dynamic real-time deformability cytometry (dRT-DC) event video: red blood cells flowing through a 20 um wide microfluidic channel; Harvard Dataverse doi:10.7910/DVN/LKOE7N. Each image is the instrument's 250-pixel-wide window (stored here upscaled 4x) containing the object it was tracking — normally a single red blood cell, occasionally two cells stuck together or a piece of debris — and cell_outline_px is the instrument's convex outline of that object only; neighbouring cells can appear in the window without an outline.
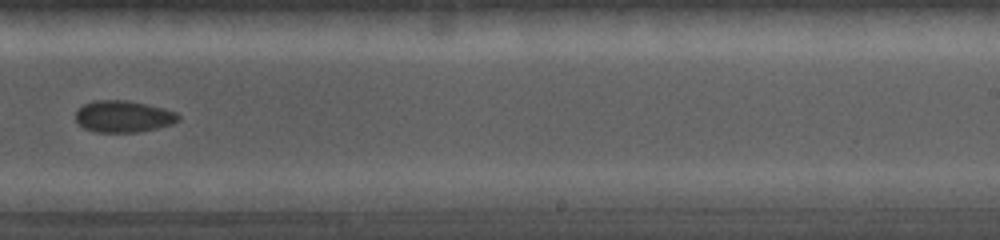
{"species": "common noctule bat (a hibernating species)", "species_latin": "Nyctalus noctula", "temperature_condition": "cold", "stored_images_in_passage": 15, "camera_frame_rate_fps": 5000, "um_per_image_px": 0.085, "animal": {"sex": "female", "body_mass_g": 19.0, "forearm_length_mm": 56.7}, "frame": {"image": 1, "passage_image": 11, "time_ms": 6.0, "image_size_px": [1000, 240], "cell_outline_px": [[180, 120], [172, 124], [156, 128], [136, 132], [96, 132], [84, 128], [76, 120], [76, 112], [84, 104], [96, 100], [128, 100], [164, 108], [176, 112], [180, 116]], "centroid_in_image_um": [10.51, 9.89], "position_along_channel_um": 278.5, "area_um2": 18.9}}
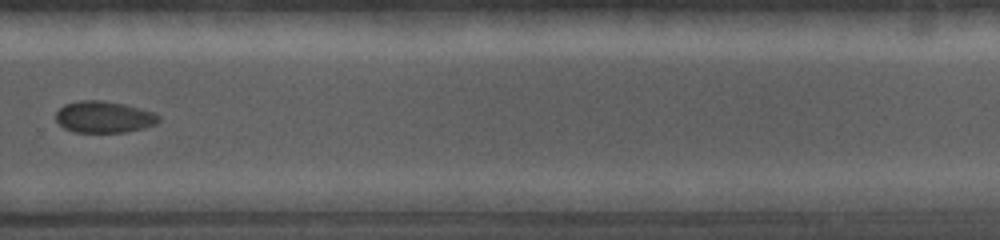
{"frame": {"image": 2, "passage_image": 13, "time_ms": 7.0, "image_size_px": [1000, 240], "cell_outline_px": [[160, 120], [156, 124], [144, 128], [124, 132], [72, 132], [64, 128], [56, 120], [56, 112], [64, 104], [80, 100], [104, 100], [124, 104], [156, 112], [160, 116]], "centroid_in_image_um": [8.85, 9.94], "position_along_channel_um": 320.9, "area_um2": 19.13}}